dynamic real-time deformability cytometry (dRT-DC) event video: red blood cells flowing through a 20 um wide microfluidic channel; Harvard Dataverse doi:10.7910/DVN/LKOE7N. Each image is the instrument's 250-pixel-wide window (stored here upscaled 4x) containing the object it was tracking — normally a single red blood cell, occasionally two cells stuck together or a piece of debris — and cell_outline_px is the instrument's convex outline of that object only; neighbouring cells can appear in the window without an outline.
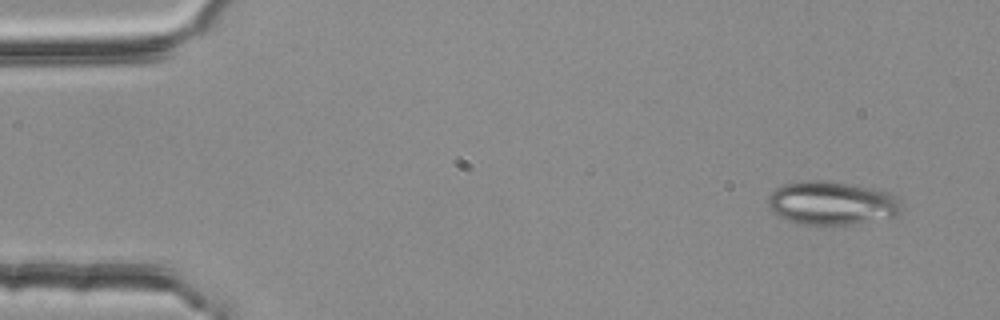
{"species": "common noctule bat (a hibernating species)", "species_latin": "Nyctalus noctula", "temperature_condition": "room temperature", "stored_images_in_passage": 51, "camera_frame_rate_fps": 3000, "um_per_image_px": 0.085, "animal": {"sex": "female", "body_mass_g": 25.1}, "frame": {"image": 1, "passage_image": 1, "time_ms": 0.0, "image_size_px": [1000, 320], "cell_outline_px": [[904, 212], [896, 216], [856, 224], [800, 224], [788, 220], [772, 212], [768, 208], [768, 196], [776, 188], [784, 184], [812, 180], [852, 184], [872, 188], [888, 192], [896, 196], [900, 200], [904, 208]], "centroid_in_image_um": [70.75, 17.27], "position_along_channel_um": 14.2, "area_um2": 33.93}}
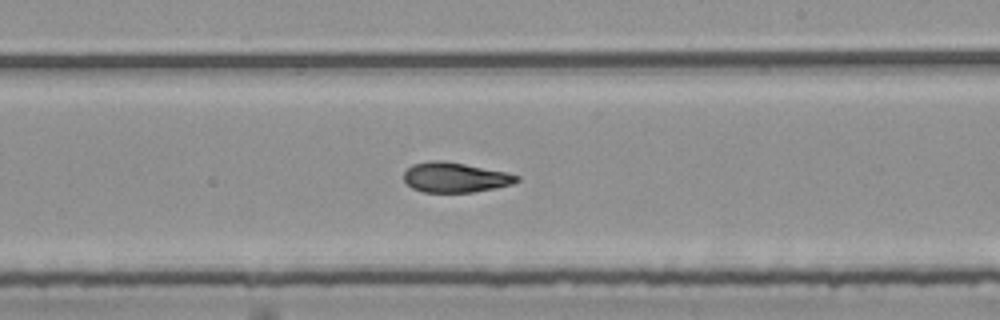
{"frame": {"image": 2, "passage_image": 29, "time_ms": 9.333, "image_size_px": [1000, 320], "cell_outline_px": [[520, 180], [512, 184], [496, 188], [472, 192], [424, 192], [412, 188], [404, 180], [404, 172], [412, 164], [432, 160], [444, 160], [504, 172], [520, 176]], "centroid_in_image_um": [38.67, 15.08], "position_along_channel_um": 250.3, "area_um2": 19.59}}
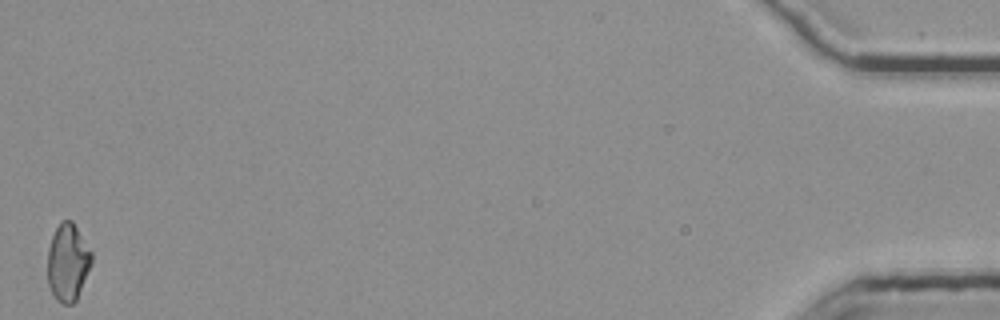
{"frame": {"image": 3, "passage_image": 51, "time_ms": 16.667, "image_size_px": [1000, 320], "cell_outline_px": [[92, 264], [76, 300], [72, 304], [64, 304], [56, 300], [52, 296], [48, 284], [48, 248], [52, 236], [60, 220], [72, 220], [92, 252]], "centroid_in_image_um": [5.76, 22.31], "position_along_channel_um": 429.4, "area_um2": 20.0}, "authors_computed_cell_mechanics": {"area_um2": 20.3456, "velocity_mm_per_s": 3.7832, "shape_relaxation_time_tau1_ms": null, "shape_relaxation_time_tau2_ms": 2.4716, "deformation_change_tau1": null, "deformation_change_tau2": 0.0981}}